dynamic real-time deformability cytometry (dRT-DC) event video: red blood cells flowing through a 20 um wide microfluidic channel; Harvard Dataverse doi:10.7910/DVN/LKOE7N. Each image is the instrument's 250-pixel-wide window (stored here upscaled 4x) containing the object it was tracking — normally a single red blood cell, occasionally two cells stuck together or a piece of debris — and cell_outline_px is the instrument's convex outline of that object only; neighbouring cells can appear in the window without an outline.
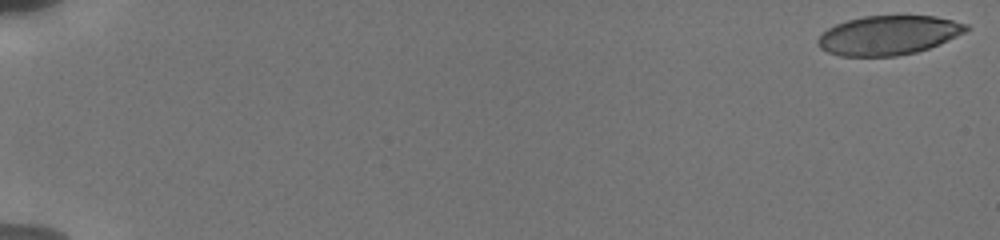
{"species": "human", "species_latin": "Homo sapiens", "temperature_condition": "cold", "stored_images_in_passage": 34, "camera_frame_rate_fps": 3000, "um_per_image_px": 0.085, "donor": {"sex": "male"}, "frame": {"image": 1, "passage_image": 1, "time_ms": 0.0, "image_size_px": [1000, 240], "cell_outline_px": [[972, 28], [948, 40], [928, 48], [916, 52], [896, 56], [840, 56], [828, 52], [820, 48], [816, 44], [816, 40], [828, 28], [836, 24], [848, 20], [864, 16], [936, 16], [968, 24]], "centroid_in_image_um": [75.51, 2.99], "position_along_channel_um": 9.5, "area_um2": 33.81}}
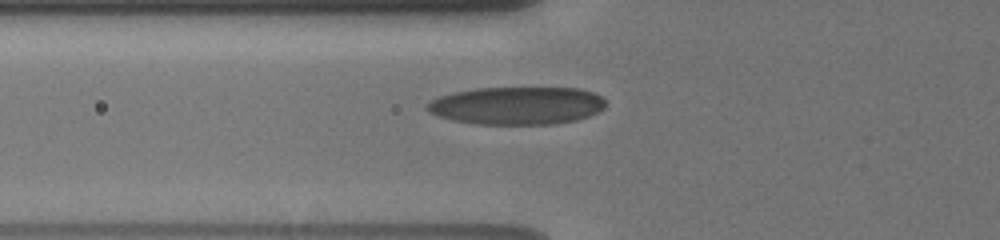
{"frame": {"image": 2, "passage_image": 12, "time_ms": 7.0, "image_size_px": [1000, 240], "cell_outline_px": [[608, 104], [604, 108], [588, 116], [576, 120], [556, 124], [476, 124], [452, 120], [428, 112], [424, 108], [432, 100], [440, 96], [452, 92], [476, 88], [580, 88], [592, 92], [600, 96]], "centroid_in_image_um": [43.94, 8.97], "position_along_channel_um": 81.9, "area_um2": 39.42}}
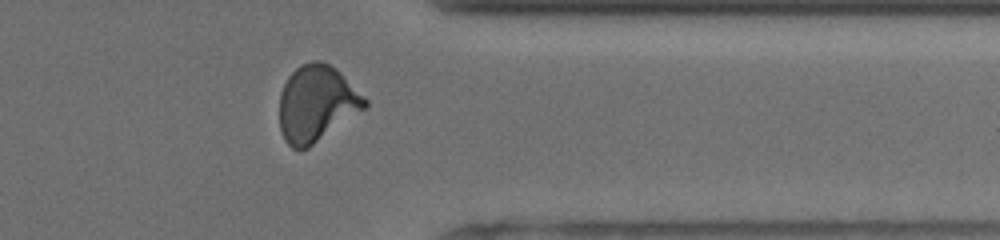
{"frame": {"image": 3, "passage_image": 29, "time_ms": 15.0, "image_size_px": [1000, 240], "cell_outline_px": [[368, 108], [308, 148], [292, 148], [284, 140], [280, 128], [280, 92], [288, 76], [300, 64], [312, 60], [320, 60], [336, 68], [368, 100]], "centroid_in_image_um": [26.93, 8.8], "position_along_channel_um": 384.5, "area_um2": 38.21}, "authors_computed_cell_mechanics": {"area_um2": 36.8475, "velocity_mm_per_s": 3.8284, "shape_relaxation_time_tau1_ms": 4.3448, "shape_relaxation_time_tau2_ms": 1.1479, "deformation_change_tau1": 0.1472, "deformation_change_tau2": 0.0659}}